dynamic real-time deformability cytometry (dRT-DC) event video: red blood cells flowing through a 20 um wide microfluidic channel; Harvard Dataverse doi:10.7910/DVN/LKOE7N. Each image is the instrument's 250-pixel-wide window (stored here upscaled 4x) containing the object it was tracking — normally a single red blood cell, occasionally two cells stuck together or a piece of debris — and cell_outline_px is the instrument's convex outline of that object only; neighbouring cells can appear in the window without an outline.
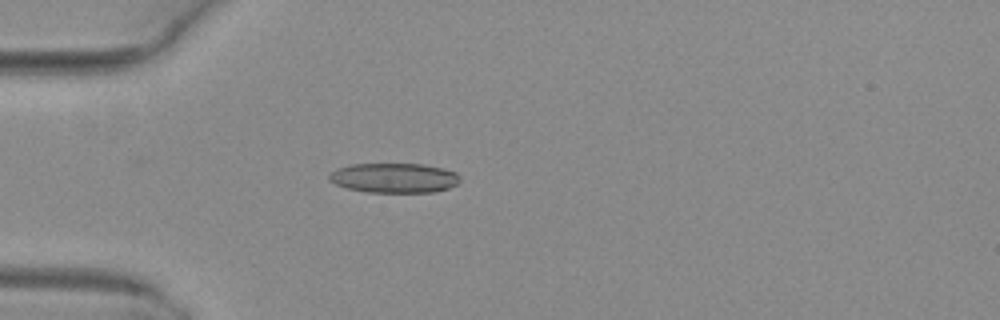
{"species": "common noctule bat (a hibernating species)", "species_latin": "Nyctalus noctula", "temperature_condition": "warm", "stored_images_in_passage": 3, "camera_frame_rate_fps": 3000, "um_per_image_px": 0.085, "animal": {"sex": "female", "body_mass_g": 29.2, "forearm_length_mm": 56.3}, "frame": {"image": 1, "passage_image": 3, "time_ms": 0.667, "image_size_px": [1000, 320], "cell_outline_px": [[460, 180], [456, 184], [448, 188], [436, 192], [368, 192], [348, 188], [336, 184], [328, 180], [328, 176], [336, 168], [348, 164], [424, 164], [444, 168], [456, 172], [460, 176]], "centroid_in_image_um": [33.51, 15.11], "position_along_channel_um": 51.5, "area_um2": 22.77}}